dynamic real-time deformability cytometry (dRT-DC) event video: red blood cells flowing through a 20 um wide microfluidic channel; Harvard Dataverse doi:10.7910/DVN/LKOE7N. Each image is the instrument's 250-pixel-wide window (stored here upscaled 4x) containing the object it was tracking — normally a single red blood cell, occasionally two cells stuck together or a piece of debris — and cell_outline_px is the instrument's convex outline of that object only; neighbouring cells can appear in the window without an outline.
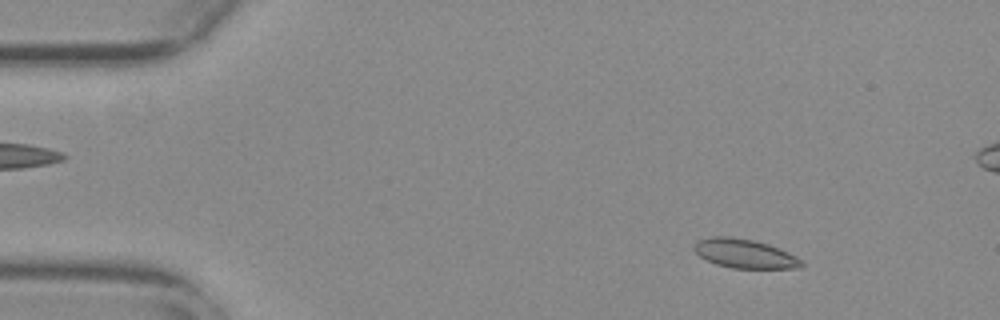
{"species": "common noctule bat (a hibernating species)", "species_latin": "Nyctalus noctula", "temperature_condition": "warm", "stored_images_in_passage": 55, "camera_frame_rate_fps": 3000, "um_per_image_px": 0.085, "animal": {"sex": "female", "body_mass_g": 29.2, "forearm_length_mm": 56.3}, "frame": {"image": 1, "passage_image": 6, "time_ms": 1.667, "image_size_px": [1000, 320], "cell_outline_px": [[804, 264], [800, 268], [732, 268], [716, 264], [700, 256], [692, 248], [696, 240], [712, 236], [728, 236], [752, 240], [768, 244], [796, 256], [804, 260]], "centroid_in_image_um": [63.29, 21.55], "position_along_channel_um": 21.7, "area_um2": 18.15}}
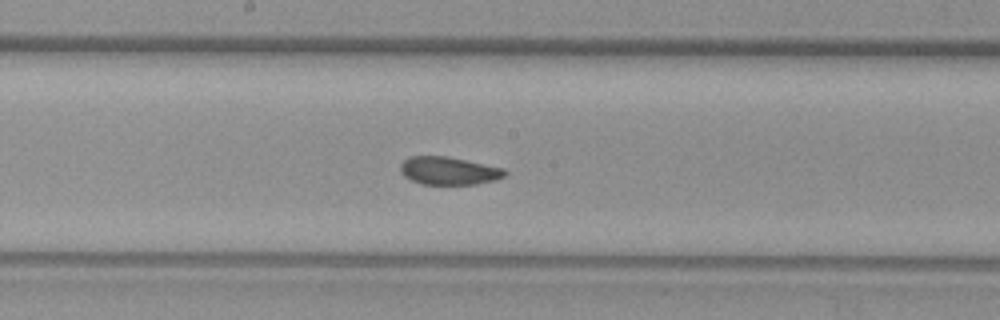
{"frame": {"image": 2, "passage_image": 28, "time_ms": 9.0, "image_size_px": [1000, 320], "cell_outline_px": [[508, 172], [504, 176], [496, 180], [476, 184], [420, 184], [404, 176], [400, 172], [400, 164], [408, 156], [448, 156], [504, 168]], "centroid_in_image_um": [38.14, 14.51], "position_along_channel_um": 210.1, "area_um2": 17.11}}
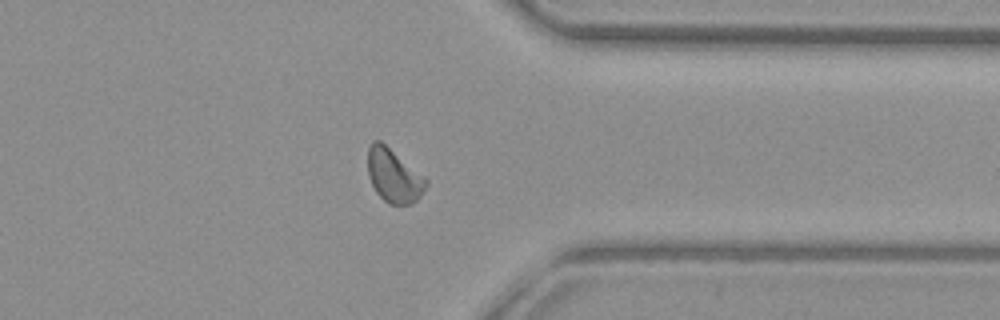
{"frame": {"image": 3, "passage_image": 42, "time_ms": 13.667, "image_size_px": [1000, 320], "cell_outline_px": [[428, 184], [420, 196], [412, 204], [388, 204], [376, 192], [368, 176], [368, 148], [372, 140], [380, 140], [424, 176], [428, 180]], "centroid_in_image_um": [33.46, 14.93], "position_along_channel_um": 377.9, "area_um2": 18.09}, "authors_computed_cell_mechanics": {"area_um2": 17.9758, "velocity_mm_per_s": 3.753, "shape_relaxation_time_tau1_ms": null, "shape_relaxation_time_tau2_ms": 1.6552, "deformation_change_tau1": null, "deformation_change_tau2": 0.0681}}